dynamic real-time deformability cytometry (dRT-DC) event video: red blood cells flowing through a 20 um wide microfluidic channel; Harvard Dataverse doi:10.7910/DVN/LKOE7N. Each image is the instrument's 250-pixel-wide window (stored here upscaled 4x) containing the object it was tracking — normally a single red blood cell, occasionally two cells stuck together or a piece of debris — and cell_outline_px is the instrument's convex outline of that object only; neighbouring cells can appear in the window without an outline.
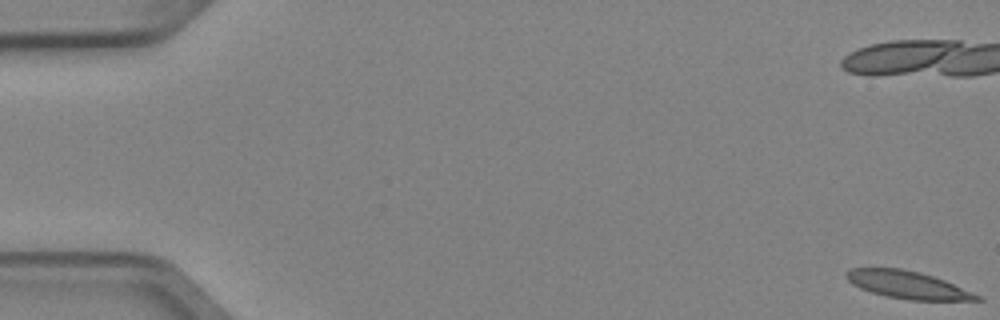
{"species": "Egyptian fruit bat (a non-hibernating species)", "species_latin": "Rousettus aegyptiacus", "temperature_condition": "cold", "stored_images_in_passage": 8, "camera_frame_rate_fps": 3000, "um_per_image_px": 0.085, "animal": {"sex": "female"}, "frame": {"image": 1, "passage_image": 1, "time_ms": 0.0, "image_size_px": [1000, 320], "cell_outline_px": [[984, 300], [908, 300], [888, 296], [872, 292], [860, 288], [852, 284], [844, 276], [844, 272], [848, 268], [900, 268], [920, 272], [944, 280], [980, 296]], "centroid_in_image_um": [77.08, 24.2], "position_along_channel_um": 7.9, "area_um2": 20.75}}